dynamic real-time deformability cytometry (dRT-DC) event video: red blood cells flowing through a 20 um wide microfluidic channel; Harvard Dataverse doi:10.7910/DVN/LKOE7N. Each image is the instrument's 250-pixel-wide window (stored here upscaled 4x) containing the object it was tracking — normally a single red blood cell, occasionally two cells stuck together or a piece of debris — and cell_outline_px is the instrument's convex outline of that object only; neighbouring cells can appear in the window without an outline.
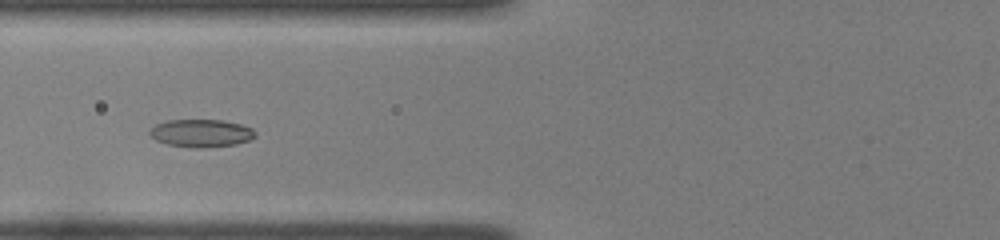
{"species": "common noctule bat (a hibernating species)", "species_latin": "Nyctalus noctula", "temperature_condition": "room temperature", "stored_images_in_passage": 39, "camera_frame_rate_fps": 3000, "um_per_image_px": 0.085, "animal": {"sex": "female", "body_mass_g": 22.0, "forearm_length_mm": 56.7}, "frame": {"image": 1, "passage_image": 15, "time_ms": 4.667, "image_size_px": [1000, 240], "cell_outline_px": [[256, 136], [252, 140], [236, 144], [204, 148], [192, 148], [168, 144], [156, 140], [148, 132], [156, 124], [168, 120], [220, 120], [240, 124], [252, 128], [256, 132]], "centroid_in_image_um": [17.13, 11.33], "position_along_channel_um": 108.7, "area_um2": 17.11}}
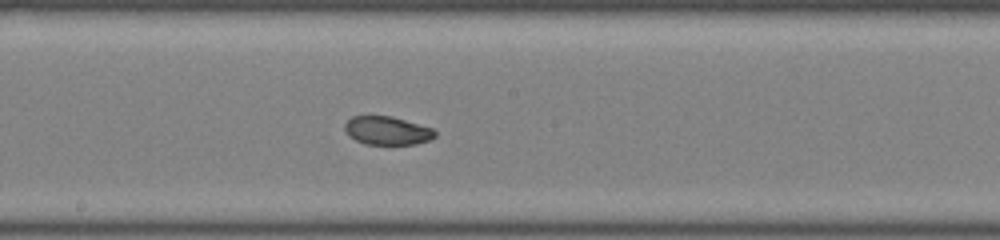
{"frame": {"image": 2, "passage_image": 23, "time_ms": 7.333, "image_size_px": [1000, 240], "cell_outline_px": [[436, 136], [428, 140], [416, 144], [364, 144], [348, 136], [344, 128], [344, 124], [352, 116], [392, 116], [432, 128], [436, 132]], "centroid_in_image_um": [32.89, 11.1], "position_along_channel_um": 215.3, "area_um2": 14.91}}
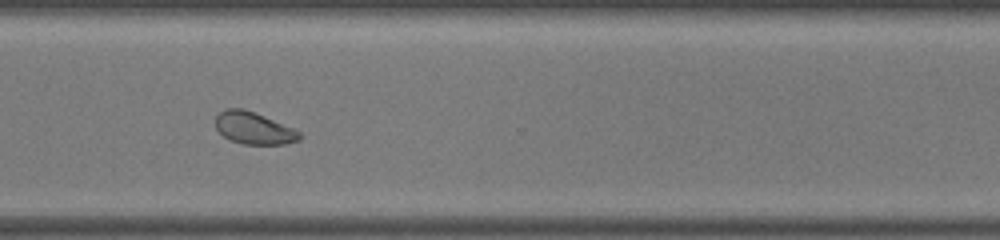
{"frame": {"image": 3, "passage_image": 33, "time_ms": 10.667, "image_size_px": [1000, 240], "cell_outline_px": [[304, 136], [300, 140], [284, 144], [244, 144], [232, 140], [224, 136], [216, 128], [216, 116], [224, 108], [244, 108], [264, 116], [292, 128], [300, 132]], "centroid_in_image_um": [21.58, 10.89], "position_along_channel_um": 349.0, "area_um2": 15.61}, "authors_computed_cell_mechanics": {"area_um2": 16.1262, "velocity_mm_per_s": 3.998, "shape_relaxation_time_tau1_ms": 8.3197, "shape_relaxation_time_tau2_ms": 1.7348, "deformation_change_tau1": 0.1688, "deformation_change_tau2": 0.0535}}